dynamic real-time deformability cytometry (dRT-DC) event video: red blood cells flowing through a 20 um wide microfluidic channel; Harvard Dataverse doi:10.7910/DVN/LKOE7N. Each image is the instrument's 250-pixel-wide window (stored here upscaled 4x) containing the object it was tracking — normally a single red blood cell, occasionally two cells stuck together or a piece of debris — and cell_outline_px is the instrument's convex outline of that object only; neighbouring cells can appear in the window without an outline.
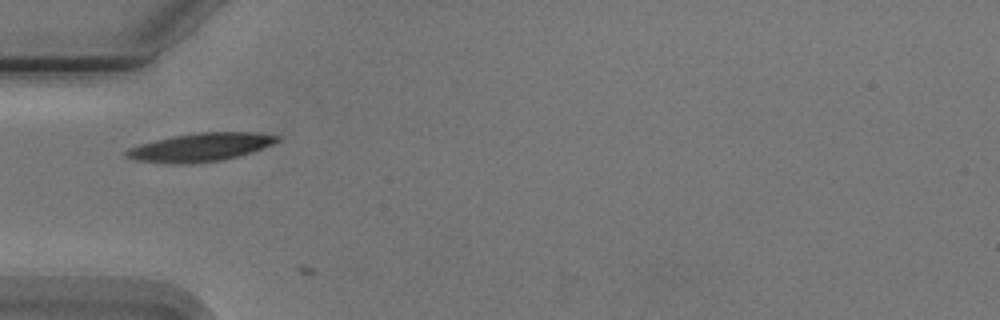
{"species": "Egyptian fruit bat (a non-hibernating species)", "species_latin": "Rousettus aegyptiacus", "temperature_condition": "cold", "stored_images_in_passage": 3, "camera_frame_rate_fps": 3000, "um_per_image_px": 0.085, "animal": {"sex": "male"}, "frame": {"image": 1, "passage_image": 2, "time_ms": 0.333, "image_size_px": [1000, 320], "cell_outline_px": [[280, 140], [272, 144], [252, 152], [224, 160], [136, 160], [128, 156], [124, 152], [128, 148], [140, 144], [172, 136], [200, 132], [256, 132], [280, 136]], "centroid_in_image_um": [17.18, 12.44], "position_along_channel_um": 67.8, "area_um2": 23.35}}